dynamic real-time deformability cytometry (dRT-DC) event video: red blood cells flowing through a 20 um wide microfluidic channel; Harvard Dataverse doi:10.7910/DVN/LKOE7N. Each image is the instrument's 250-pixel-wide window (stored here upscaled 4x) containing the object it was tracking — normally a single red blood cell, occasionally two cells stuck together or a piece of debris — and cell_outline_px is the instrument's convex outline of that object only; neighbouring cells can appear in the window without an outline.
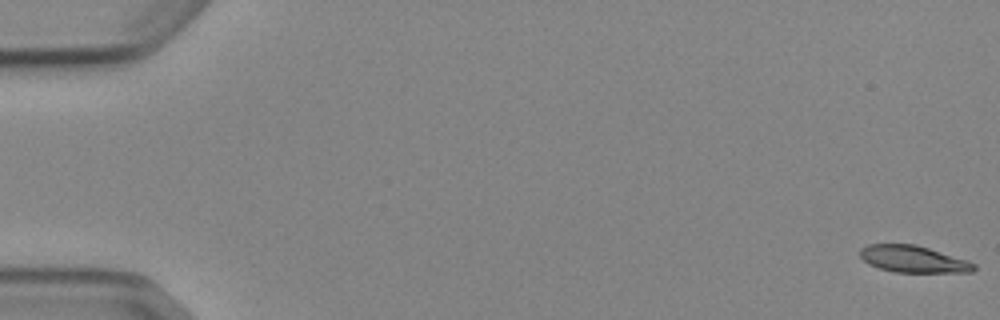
{"species": "Egyptian fruit bat (a non-hibernating species)", "species_latin": "Rousettus aegyptiacus", "temperature_condition": "cold", "stored_images_in_passage": 9, "camera_frame_rate_fps": 3000, "um_per_image_px": 0.085, "animal": {"sex": "female"}, "frame": {"image": 1, "passage_image": 1, "time_ms": 0.0, "image_size_px": [1000, 320], "cell_outline_px": [[976, 268], [972, 272], [896, 272], [880, 268], [868, 264], [860, 256], [860, 248], [868, 244], [916, 244], [968, 260], [976, 264]], "centroid_in_image_um": [77.63, 22.02], "position_along_channel_um": 7.4, "area_um2": 17.8}}
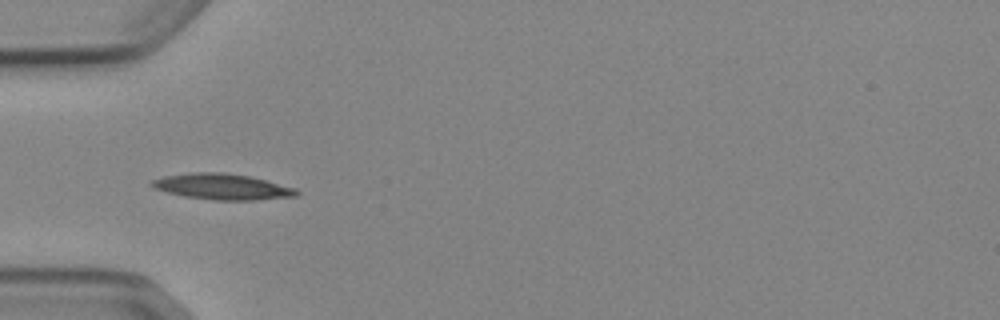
{"frame": {"image": 2, "passage_image": 6, "time_ms": 5.667, "image_size_px": [1000, 320], "cell_outline_px": [[300, 192], [296, 196], [256, 200], [212, 200], [184, 196], [152, 188], [148, 184], [152, 180], [164, 176], [192, 172], [224, 172], [248, 176], [296, 188]], "centroid_in_image_um": [18.86, 15.87], "position_along_channel_um": 66.1, "area_um2": 21.79}}
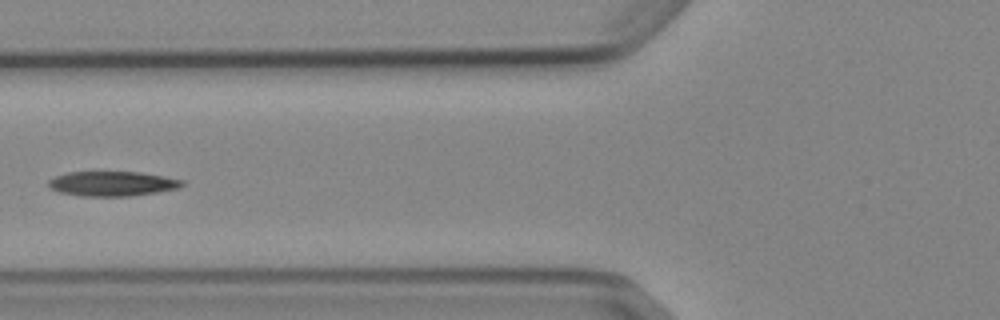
{"frame": {"image": 3, "passage_image": 7, "time_ms": 7.0, "image_size_px": [1000, 320], "cell_outline_px": [[184, 184], [180, 188], [132, 196], [84, 196], [60, 192], [52, 188], [48, 184], [48, 180], [56, 176], [68, 172], [140, 172], [164, 176], [184, 180]], "centroid_in_image_um": [9.59, 15.61], "position_along_channel_um": 116.2, "area_um2": 19.19}}